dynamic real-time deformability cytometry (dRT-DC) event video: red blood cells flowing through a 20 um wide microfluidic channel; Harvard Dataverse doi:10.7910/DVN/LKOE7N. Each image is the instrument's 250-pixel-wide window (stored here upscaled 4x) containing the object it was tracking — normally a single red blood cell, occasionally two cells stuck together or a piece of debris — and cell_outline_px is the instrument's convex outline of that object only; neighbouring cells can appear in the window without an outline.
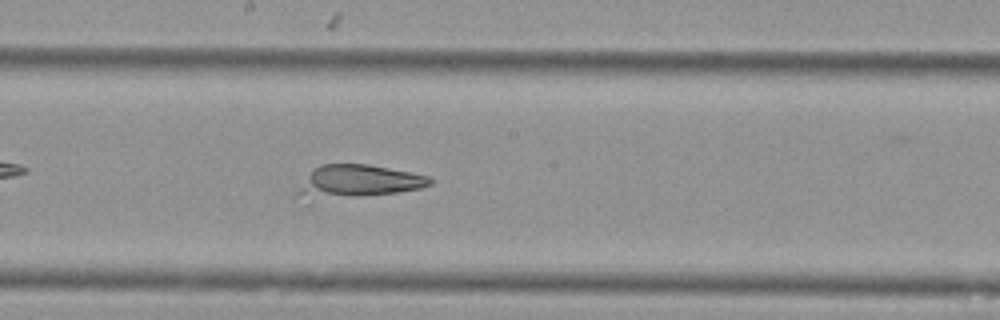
{"species": "Egyptian fruit bat (a non-hibernating species)", "species_latin": "Rousettus aegyptiacus", "temperature_condition": "cold", "stored_images_in_passage": 57, "camera_frame_rate_fps": 3000, "um_per_image_px": 0.085, "animal": {"sex": "female"}, "frame": {"image": 1, "passage_image": 30, "time_ms": 9.667, "image_size_px": [1000, 320], "cell_outline_px": [[432, 184], [420, 188], [396, 192], [308, 204], [292, 200], [292, 196], [308, 176], [320, 164], [368, 164], [428, 176], [432, 180]], "centroid_in_image_um": [30.2, 15.52], "position_along_channel_um": 218.0, "area_um2": 26.36}}
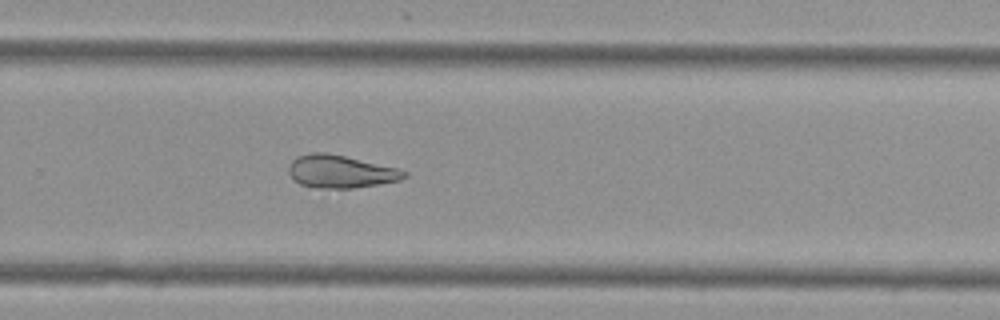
{"frame": {"image": 2, "passage_image": 37, "time_ms": 12.0, "image_size_px": [1000, 320], "cell_outline_px": [[408, 176], [400, 180], [352, 188], [316, 188], [300, 184], [288, 172], [288, 168], [292, 160], [296, 156], [312, 152], [324, 152], [344, 156], [396, 168], [408, 172]], "centroid_in_image_um": [28.92, 14.58], "position_along_channel_um": 300.9, "area_um2": 21.79}}
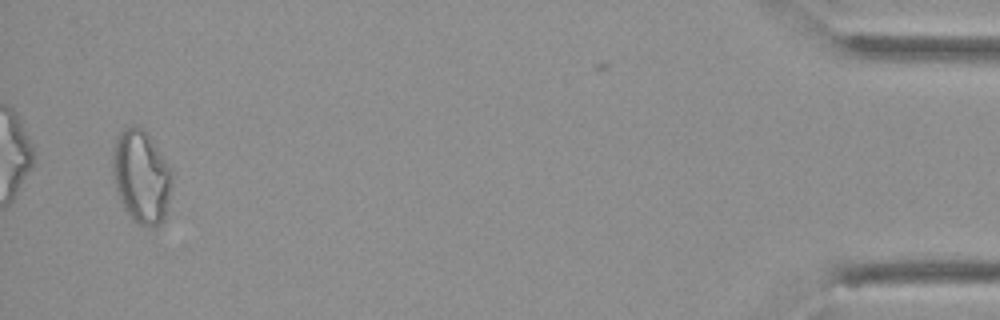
{"frame": {"image": 3, "passage_image": 54, "time_ms": 17.667, "image_size_px": [1000, 320], "cell_outline_px": [[172, 176], [168, 200], [164, 220], [156, 232], [140, 224], [128, 216], [120, 200], [112, 176], [112, 152], [116, 136], [124, 128], [144, 128], [172, 168]], "centroid_in_image_um": [12.01, 15.06], "position_along_channel_um": 423.2, "area_um2": 32.66}}